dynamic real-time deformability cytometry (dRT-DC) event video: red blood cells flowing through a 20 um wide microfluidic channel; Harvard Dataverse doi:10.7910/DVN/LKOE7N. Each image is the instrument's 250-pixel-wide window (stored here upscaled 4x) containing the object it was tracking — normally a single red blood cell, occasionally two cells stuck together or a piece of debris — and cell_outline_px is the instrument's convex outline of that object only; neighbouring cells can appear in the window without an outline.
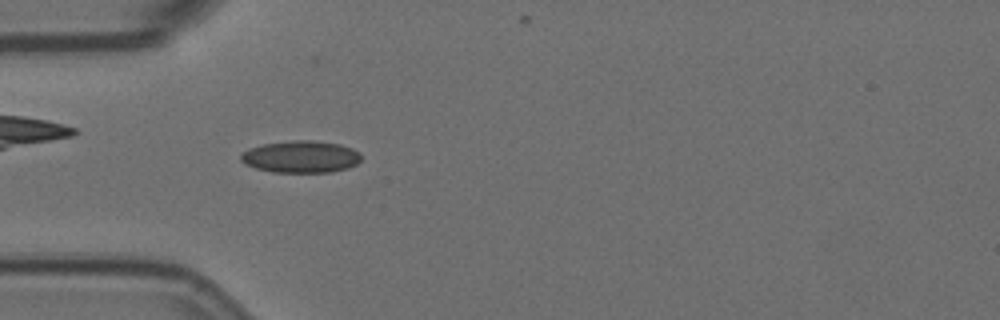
{"species": "Egyptian fruit bat (a non-hibernating species)", "species_latin": "Rousettus aegyptiacus", "temperature_condition": "room temperature", "stored_images_in_passage": 2, "camera_frame_rate_fps": 3000, "um_per_image_px": 0.085, "animal": {"sex": "female"}, "frame": {"image": 1, "passage_image": 2, "time_ms": 0.333, "image_size_px": [1000, 320], "cell_outline_px": [[360, 160], [356, 164], [348, 168], [332, 172], [272, 172], [256, 168], [244, 164], [240, 160], [240, 156], [248, 148], [264, 144], [296, 140], [312, 140], [340, 144], [352, 148], [360, 152]], "centroid_in_image_um": [25.58, 13.32], "position_along_channel_um": 59.4, "area_um2": 22.48}}